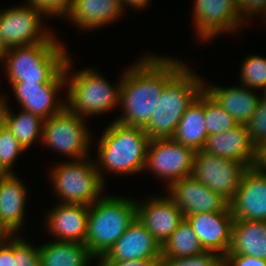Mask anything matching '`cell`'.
<instances>
[{
    "label": "cell",
    "instance_id": "6da1fadb",
    "mask_svg": "<svg viewBox=\"0 0 266 266\" xmlns=\"http://www.w3.org/2000/svg\"><path fill=\"white\" fill-rule=\"evenodd\" d=\"M140 58L123 71L119 99V108L123 112L114 121L144 128L165 85L186 63L157 53H148Z\"/></svg>",
    "mask_w": 266,
    "mask_h": 266
},
{
    "label": "cell",
    "instance_id": "7a4b0ae2",
    "mask_svg": "<svg viewBox=\"0 0 266 266\" xmlns=\"http://www.w3.org/2000/svg\"><path fill=\"white\" fill-rule=\"evenodd\" d=\"M97 142V160L94 162L104 183V170L118 176L144 171L150 139L142 127L127 126L113 120Z\"/></svg>",
    "mask_w": 266,
    "mask_h": 266
},
{
    "label": "cell",
    "instance_id": "3957f363",
    "mask_svg": "<svg viewBox=\"0 0 266 266\" xmlns=\"http://www.w3.org/2000/svg\"><path fill=\"white\" fill-rule=\"evenodd\" d=\"M185 64L165 85L149 122L143 128L150 140L173 138L182 115L204 89V78Z\"/></svg>",
    "mask_w": 266,
    "mask_h": 266
},
{
    "label": "cell",
    "instance_id": "277c9868",
    "mask_svg": "<svg viewBox=\"0 0 266 266\" xmlns=\"http://www.w3.org/2000/svg\"><path fill=\"white\" fill-rule=\"evenodd\" d=\"M73 60L69 56L64 71L66 79V108L81 117L100 116L119 106L121 74L119 83L110 84L95 68L70 71Z\"/></svg>",
    "mask_w": 266,
    "mask_h": 266
},
{
    "label": "cell",
    "instance_id": "5b68a950",
    "mask_svg": "<svg viewBox=\"0 0 266 266\" xmlns=\"http://www.w3.org/2000/svg\"><path fill=\"white\" fill-rule=\"evenodd\" d=\"M62 43L10 48L0 60L8 83H48L64 67L70 53ZM9 78V79H8Z\"/></svg>",
    "mask_w": 266,
    "mask_h": 266
},
{
    "label": "cell",
    "instance_id": "8992f818",
    "mask_svg": "<svg viewBox=\"0 0 266 266\" xmlns=\"http://www.w3.org/2000/svg\"><path fill=\"white\" fill-rule=\"evenodd\" d=\"M136 218V200L105 193L89 205L85 245L96 259L104 255Z\"/></svg>",
    "mask_w": 266,
    "mask_h": 266
},
{
    "label": "cell",
    "instance_id": "52a82bcc",
    "mask_svg": "<svg viewBox=\"0 0 266 266\" xmlns=\"http://www.w3.org/2000/svg\"><path fill=\"white\" fill-rule=\"evenodd\" d=\"M89 158L69 159L51 166L48 180L59 198L57 203L91 205L105 194L102 192L106 184Z\"/></svg>",
    "mask_w": 266,
    "mask_h": 266
},
{
    "label": "cell",
    "instance_id": "ba28073f",
    "mask_svg": "<svg viewBox=\"0 0 266 266\" xmlns=\"http://www.w3.org/2000/svg\"><path fill=\"white\" fill-rule=\"evenodd\" d=\"M86 122L85 117L70 112L65 107L58 114L44 120L42 145L66 155L70 160L90 157L93 137Z\"/></svg>",
    "mask_w": 266,
    "mask_h": 266
},
{
    "label": "cell",
    "instance_id": "9c48e42d",
    "mask_svg": "<svg viewBox=\"0 0 266 266\" xmlns=\"http://www.w3.org/2000/svg\"><path fill=\"white\" fill-rule=\"evenodd\" d=\"M43 18L46 17L28 2L0 10V29L7 46L61 43L51 28L44 27Z\"/></svg>",
    "mask_w": 266,
    "mask_h": 266
},
{
    "label": "cell",
    "instance_id": "30bf717a",
    "mask_svg": "<svg viewBox=\"0 0 266 266\" xmlns=\"http://www.w3.org/2000/svg\"><path fill=\"white\" fill-rule=\"evenodd\" d=\"M195 151L173 138L149 142L144 170L162 179L166 187L176 180L192 176Z\"/></svg>",
    "mask_w": 266,
    "mask_h": 266
},
{
    "label": "cell",
    "instance_id": "8fae6325",
    "mask_svg": "<svg viewBox=\"0 0 266 266\" xmlns=\"http://www.w3.org/2000/svg\"><path fill=\"white\" fill-rule=\"evenodd\" d=\"M247 169L242 162L201 149L195 151L192 176L230 203Z\"/></svg>",
    "mask_w": 266,
    "mask_h": 266
},
{
    "label": "cell",
    "instance_id": "7c38bea8",
    "mask_svg": "<svg viewBox=\"0 0 266 266\" xmlns=\"http://www.w3.org/2000/svg\"><path fill=\"white\" fill-rule=\"evenodd\" d=\"M192 10L195 33L202 43L237 33L246 24L237 11L236 0H194Z\"/></svg>",
    "mask_w": 266,
    "mask_h": 266
},
{
    "label": "cell",
    "instance_id": "4fadbf2b",
    "mask_svg": "<svg viewBox=\"0 0 266 266\" xmlns=\"http://www.w3.org/2000/svg\"><path fill=\"white\" fill-rule=\"evenodd\" d=\"M12 94L21 109L40 116L43 120L58 114L66 107L60 100L61 90L66 89L64 68L48 83H9Z\"/></svg>",
    "mask_w": 266,
    "mask_h": 266
},
{
    "label": "cell",
    "instance_id": "5bb4252c",
    "mask_svg": "<svg viewBox=\"0 0 266 266\" xmlns=\"http://www.w3.org/2000/svg\"><path fill=\"white\" fill-rule=\"evenodd\" d=\"M167 196L186 217L191 214L224 211L229 203L193 176L171 182Z\"/></svg>",
    "mask_w": 266,
    "mask_h": 266
},
{
    "label": "cell",
    "instance_id": "9a60e30c",
    "mask_svg": "<svg viewBox=\"0 0 266 266\" xmlns=\"http://www.w3.org/2000/svg\"><path fill=\"white\" fill-rule=\"evenodd\" d=\"M229 206L234 220L266 222V174L257 166L249 167Z\"/></svg>",
    "mask_w": 266,
    "mask_h": 266
},
{
    "label": "cell",
    "instance_id": "2e32d148",
    "mask_svg": "<svg viewBox=\"0 0 266 266\" xmlns=\"http://www.w3.org/2000/svg\"><path fill=\"white\" fill-rule=\"evenodd\" d=\"M196 233L204 251L224 257L232 243L234 218L230 206L220 212L191 214L185 217Z\"/></svg>",
    "mask_w": 266,
    "mask_h": 266
},
{
    "label": "cell",
    "instance_id": "e0dca14e",
    "mask_svg": "<svg viewBox=\"0 0 266 266\" xmlns=\"http://www.w3.org/2000/svg\"><path fill=\"white\" fill-rule=\"evenodd\" d=\"M161 245L136 217L97 261L161 260Z\"/></svg>",
    "mask_w": 266,
    "mask_h": 266
},
{
    "label": "cell",
    "instance_id": "ac0fdd59",
    "mask_svg": "<svg viewBox=\"0 0 266 266\" xmlns=\"http://www.w3.org/2000/svg\"><path fill=\"white\" fill-rule=\"evenodd\" d=\"M146 200L136 199V217L162 246L185 217L167 195Z\"/></svg>",
    "mask_w": 266,
    "mask_h": 266
},
{
    "label": "cell",
    "instance_id": "d6986e66",
    "mask_svg": "<svg viewBox=\"0 0 266 266\" xmlns=\"http://www.w3.org/2000/svg\"><path fill=\"white\" fill-rule=\"evenodd\" d=\"M88 215L89 205L56 203L45 213V230L55 237L54 240L85 244Z\"/></svg>",
    "mask_w": 266,
    "mask_h": 266
},
{
    "label": "cell",
    "instance_id": "ffe728a7",
    "mask_svg": "<svg viewBox=\"0 0 266 266\" xmlns=\"http://www.w3.org/2000/svg\"><path fill=\"white\" fill-rule=\"evenodd\" d=\"M15 173L0 175L1 232L5 236L19 234L25 224L28 189Z\"/></svg>",
    "mask_w": 266,
    "mask_h": 266
},
{
    "label": "cell",
    "instance_id": "44dd1931",
    "mask_svg": "<svg viewBox=\"0 0 266 266\" xmlns=\"http://www.w3.org/2000/svg\"><path fill=\"white\" fill-rule=\"evenodd\" d=\"M205 152L244 163L248 168L257 165L259 151L251 142L246 125H237L223 133L208 135Z\"/></svg>",
    "mask_w": 266,
    "mask_h": 266
},
{
    "label": "cell",
    "instance_id": "7402d4cb",
    "mask_svg": "<svg viewBox=\"0 0 266 266\" xmlns=\"http://www.w3.org/2000/svg\"><path fill=\"white\" fill-rule=\"evenodd\" d=\"M204 90L214 101L227 111L239 125H246L257 109L258 102L264 94L258 95L257 90H252L243 85L212 86L206 84Z\"/></svg>",
    "mask_w": 266,
    "mask_h": 266
},
{
    "label": "cell",
    "instance_id": "603a6c76",
    "mask_svg": "<svg viewBox=\"0 0 266 266\" xmlns=\"http://www.w3.org/2000/svg\"><path fill=\"white\" fill-rule=\"evenodd\" d=\"M122 15H125V11L119 0H73L66 19L81 30L92 31L106 27Z\"/></svg>",
    "mask_w": 266,
    "mask_h": 266
},
{
    "label": "cell",
    "instance_id": "cb8c5ba5",
    "mask_svg": "<svg viewBox=\"0 0 266 266\" xmlns=\"http://www.w3.org/2000/svg\"><path fill=\"white\" fill-rule=\"evenodd\" d=\"M226 255H250L266 260V222L234 220L232 243Z\"/></svg>",
    "mask_w": 266,
    "mask_h": 266
},
{
    "label": "cell",
    "instance_id": "d4e9b609",
    "mask_svg": "<svg viewBox=\"0 0 266 266\" xmlns=\"http://www.w3.org/2000/svg\"><path fill=\"white\" fill-rule=\"evenodd\" d=\"M207 137L203 89L182 115L173 139L194 151H199L203 149Z\"/></svg>",
    "mask_w": 266,
    "mask_h": 266
},
{
    "label": "cell",
    "instance_id": "484cf974",
    "mask_svg": "<svg viewBox=\"0 0 266 266\" xmlns=\"http://www.w3.org/2000/svg\"><path fill=\"white\" fill-rule=\"evenodd\" d=\"M39 256L40 266H89L95 260L85 244L54 239L39 246Z\"/></svg>",
    "mask_w": 266,
    "mask_h": 266
},
{
    "label": "cell",
    "instance_id": "4316f807",
    "mask_svg": "<svg viewBox=\"0 0 266 266\" xmlns=\"http://www.w3.org/2000/svg\"><path fill=\"white\" fill-rule=\"evenodd\" d=\"M5 96V104L2 111L1 122L19 141V144L25 151L29 149L36 141L41 143L42 130L44 120L35 114L20 109V112L15 114L13 109H10L7 94Z\"/></svg>",
    "mask_w": 266,
    "mask_h": 266
},
{
    "label": "cell",
    "instance_id": "83f0119b",
    "mask_svg": "<svg viewBox=\"0 0 266 266\" xmlns=\"http://www.w3.org/2000/svg\"><path fill=\"white\" fill-rule=\"evenodd\" d=\"M204 251L196 233L184 218L177 229L161 246V258H181L200 254Z\"/></svg>",
    "mask_w": 266,
    "mask_h": 266
},
{
    "label": "cell",
    "instance_id": "f1b7e54d",
    "mask_svg": "<svg viewBox=\"0 0 266 266\" xmlns=\"http://www.w3.org/2000/svg\"><path fill=\"white\" fill-rule=\"evenodd\" d=\"M241 63V72H239L240 84L252 90H261L265 94L266 57L250 54Z\"/></svg>",
    "mask_w": 266,
    "mask_h": 266
},
{
    "label": "cell",
    "instance_id": "f546056e",
    "mask_svg": "<svg viewBox=\"0 0 266 266\" xmlns=\"http://www.w3.org/2000/svg\"><path fill=\"white\" fill-rule=\"evenodd\" d=\"M204 115L208 135L223 133L238 125L234 118L221 108L205 90Z\"/></svg>",
    "mask_w": 266,
    "mask_h": 266
},
{
    "label": "cell",
    "instance_id": "4dcf8cb0",
    "mask_svg": "<svg viewBox=\"0 0 266 266\" xmlns=\"http://www.w3.org/2000/svg\"><path fill=\"white\" fill-rule=\"evenodd\" d=\"M25 152L19 141L0 123V162L10 172L14 173L12 166L16 163L17 157Z\"/></svg>",
    "mask_w": 266,
    "mask_h": 266
},
{
    "label": "cell",
    "instance_id": "1f68e13d",
    "mask_svg": "<svg viewBox=\"0 0 266 266\" xmlns=\"http://www.w3.org/2000/svg\"><path fill=\"white\" fill-rule=\"evenodd\" d=\"M251 142L259 151L266 147V96L258 102L257 109L246 124Z\"/></svg>",
    "mask_w": 266,
    "mask_h": 266
},
{
    "label": "cell",
    "instance_id": "d6a6232c",
    "mask_svg": "<svg viewBox=\"0 0 266 266\" xmlns=\"http://www.w3.org/2000/svg\"><path fill=\"white\" fill-rule=\"evenodd\" d=\"M12 266H40L39 245H33L20 234L13 235Z\"/></svg>",
    "mask_w": 266,
    "mask_h": 266
},
{
    "label": "cell",
    "instance_id": "836d02e7",
    "mask_svg": "<svg viewBox=\"0 0 266 266\" xmlns=\"http://www.w3.org/2000/svg\"><path fill=\"white\" fill-rule=\"evenodd\" d=\"M32 6L36 7L46 18L58 20L66 18L73 5V0H26Z\"/></svg>",
    "mask_w": 266,
    "mask_h": 266
},
{
    "label": "cell",
    "instance_id": "e575fe53",
    "mask_svg": "<svg viewBox=\"0 0 266 266\" xmlns=\"http://www.w3.org/2000/svg\"><path fill=\"white\" fill-rule=\"evenodd\" d=\"M220 257L211 251L181 258H161L159 266H212Z\"/></svg>",
    "mask_w": 266,
    "mask_h": 266
},
{
    "label": "cell",
    "instance_id": "d590c367",
    "mask_svg": "<svg viewBox=\"0 0 266 266\" xmlns=\"http://www.w3.org/2000/svg\"><path fill=\"white\" fill-rule=\"evenodd\" d=\"M236 2L237 11L245 23L261 16L266 22V0H236Z\"/></svg>",
    "mask_w": 266,
    "mask_h": 266
},
{
    "label": "cell",
    "instance_id": "8d00e7d4",
    "mask_svg": "<svg viewBox=\"0 0 266 266\" xmlns=\"http://www.w3.org/2000/svg\"><path fill=\"white\" fill-rule=\"evenodd\" d=\"M230 266H266V260L250 255H225Z\"/></svg>",
    "mask_w": 266,
    "mask_h": 266
},
{
    "label": "cell",
    "instance_id": "74e56055",
    "mask_svg": "<svg viewBox=\"0 0 266 266\" xmlns=\"http://www.w3.org/2000/svg\"><path fill=\"white\" fill-rule=\"evenodd\" d=\"M13 253V235L5 236L0 241V266H12Z\"/></svg>",
    "mask_w": 266,
    "mask_h": 266
},
{
    "label": "cell",
    "instance_id": "f35d334b",
    "mask_svg": "<svg viewBox=\"0 0 266 266\" xmlns=\"http://www.w3.org/2000/svg\"><path fill=\"white\" fill-rule=\"evenodd\" d=\"M160 260L96 261V266H159Z\"/></svg>",
    "mask_w": 266,
    "mask_h": 266
},
{
    "label": "cell",
    "instance_id": "ab89813d",
    "mask_svg": "<svg viewBox=\"0 0 266 266\" xmlns=\"http://www.w3.org/2000/svg\"><path fill=\"white\" fill-rule=\"evenodd\" d=\"M122 5V9L126 10V7L132 8L133 10H143L145 7H148L151 3V0H119Z\"/></svg>",
    "mask_w": 266,
    "mask_h": 266
},
{
    "label": "cell",
    "instance_id": "60d3db41",
    "mask_svg": "<svg viewBox=\"0 0 266 266\" xmlns=\"http://www.w3.org/2000/svg\"><path fill=\"white\" fill-rule=\"evenodd\" d=\"M256 166L266 174V147L259 150Z\"/></svg>",
    "mask_w": 266,
    "mask_h": 266
},
{
    "label": "cell",
    "instance_id": "b9f144b4",
    "mask_svg": "<svg viewBox=\"0 0 266 266\" xmlns=\"http://www.w3.org/2000/svg\"><path fill=\"white\" fill-rule=\"evenodd\" d=\"M10 48L7 46L6 42L4 41L1 29H0V60L4 57L5 53Z\"/></svg>",
    "mask_w": 266,
    "mask_h": 266
},
{
    "label": "cell",
    "instance_id": "7bdbcfd3",
    "mask_svg": "<svg viewBox=\"0 0 266 266\" xmlns=\"http://www.w3.org/2000/svg\"><path fill=\"white\" fill-rule=\"evenodd\" d=\"M212 266H230L224 257H220Z\"/></svg>",
    "mask_w": 266,
    "mask_h": 266
},
{
    "label": "cell",
    "instance_id": "ee69618b",
    "mask_svg": "<svg viewBox=\"0 0 266 266\" xmlns=\"http://www.w3.org/2000/svg\"><path fill=\"white\" fill-rule=\"evenodd\" d=\"M4 104H5V96H3L1 94L0 95V123H1L2 111H3V108H4Z\"/></svg>",
    "mask_w": 266,
    "mask_h": 266
},
{
    "label": "cell",
    "instance_id": "f6af8a7d",
    "mask_svg": "<svg viewBox=\"0 0 266 266\" xmlns=\"http://www.w3.org/2000/svg\"><path fill=\"white\" fill-rule=\"evenodd\" d=\"M9 173L10 172L0 162V175H6V174H9Z\"/></svg>",
    "mask_w": 266,
    "mask_h": 266
},
{
    "label": "cell",
    "instance_id": "bcb514c9",
    "mask_svg": "<svg viewBox=\"0 0 266 266\" xmlns=\"http://www.w3.org/2000/svg\"><path fill=\"white\" fill-rule=\"evenodd\" d=\"M5 237V235L0 231V241Z\"/></svg>",
    "mask_w": 266,
    "mask_h": 266
},
{
    "label": "cell",
    "instance_id": "7dc6e473",
    "mask_svg": "<svg viewBox=\"0 0 266 266\" xmlns=\"http://www.w3.org/2000/svg\"><path fill=\"white\" fill-rule=\"evenodd\" d=\"M0 231H1V215H0Z\"/></svg>",
    "mask_w": 266,
    "mask_h": 266
}]
</instances>
